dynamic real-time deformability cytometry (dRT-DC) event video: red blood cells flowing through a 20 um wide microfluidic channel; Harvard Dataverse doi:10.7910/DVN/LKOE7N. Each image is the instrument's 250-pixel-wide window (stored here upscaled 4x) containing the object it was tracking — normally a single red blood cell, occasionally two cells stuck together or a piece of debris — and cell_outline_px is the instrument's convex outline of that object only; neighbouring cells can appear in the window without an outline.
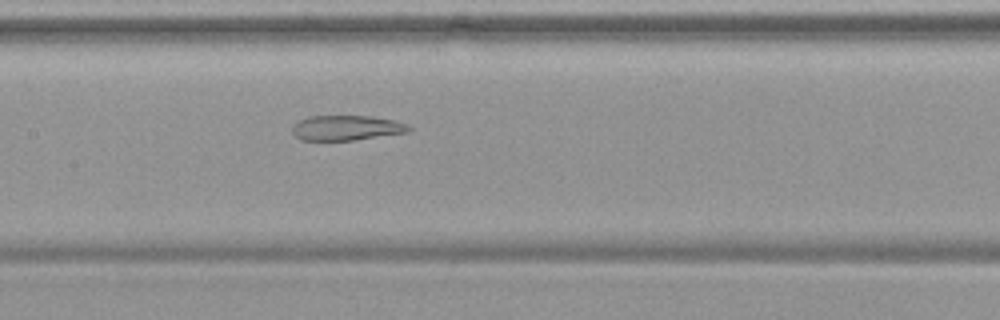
{"species": "common noctule bat (a hibernating species)", "species_latin": "Nyctalus noctula", "temperature_condition": "warm", "stored_images_in_passage": 40, "camera_frame_rate_fps": 3000, "um_per_image_px": 0.085, "animal": {"sex": "female", "body_mass_g": 19.9}, "frame": {"image": 1, "passage_image": 22, "time_ms": 7.0, "image_size_px": [1000, 320], "cell_outline_px": [[412, 128], [408, 132], [352, 140], [300, 140], [292, 132], [292, 124], [308, 116], [372, 116], [392, 120], [408, 124]], "centroid_in_image_um": [29.42, 10.86], "position_along_channel_um": 178.0, "area_um2": 16.94}}
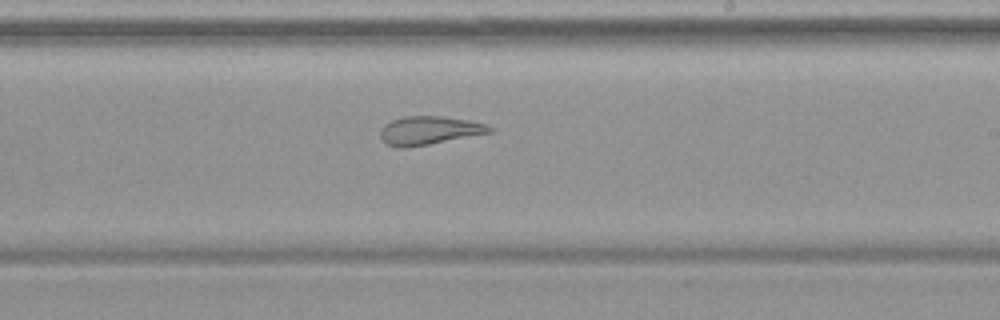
{"frame": {"image": 2, "passage_image": 28, "time_ms": 9.0, "image_size_px": [1000, 320], "cell_outline_px": [[492, 132], [408, 148], [396, 148], [388, 144], [380, 136], [380, 128], [384, 124], [392, 120], [404, 116], [444, 116], [468, 120], [484, 124], [492, 128]], "centroid_in_image_um": [36.43, 11.09], "position_along_channel_um": 252.6, "area_um2": 18.03}}
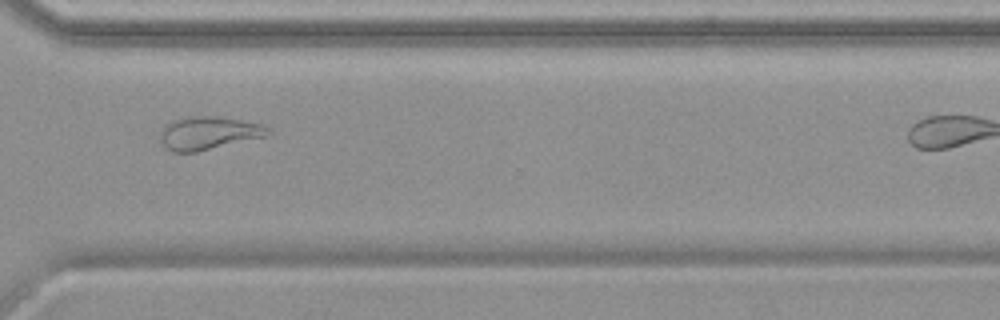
{"frame": {"image": 3, "passage_image": 36, "time_ms": 11.667, "image_size_px": [1000, 320], "cell_outline_px": [[272, 132], [268, 136], [196, 152], [172, 152], [160, 140], [160, 132], [172, 120], [180, 116], [212, 116], [260, 124], [268, 128]], "centroid_in_image_um": [17.71, 11.31], "position_along_channel_um": 352.9, "area_um2": 20.58}}